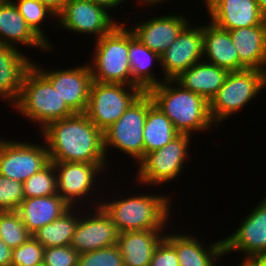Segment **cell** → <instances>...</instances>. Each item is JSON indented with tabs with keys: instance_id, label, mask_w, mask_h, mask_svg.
<instances>
[{
	"instance_id": "6da1fadb",
	"label": "cell",
	"mask_w": 266,
	"mask_h": 266,
	"mask_svg": "<svg viewBox=\"0 0 266 266\" xmlns=\"http://www.w3.org/2000/svg\"><path fill=\"white\" fill-rule=\"evenodd\" d=\"M38 133L51 162L108 163L103 131L84 113L51 122Z\"/></svg>"
},
{
	"instance_id": "7a4b0ae2",
	"label": "cell",
	"mask_w": 266,
	"mask_h": 266,
	"mask_svg": "<svg viewBox=\"0 0 266 266\" xmlns=\"http://www.w3.org/2000/svg\"><path fill=\"white\" fill-rule=\"evenodd\" d=\"M134 193V195H133ZM101 200L100 206L112 219L119 233L143 230H167L171 226L172 199L165 193H136ZM122 196V197H121ZM171 215V216H170ZM172 217V218H171ZM170 221V222H169ZM170 224V225H169Z\"/></svg>"
},
{
	"instance_id": "3957f363",
	"label": "cell",
	"mask_w": 266,
	"mask_h": 266,
	"mask_svg": "<svg viewBox=\"0 0 266 266\" xmlns=\"http://www.w3.org/2000/svg\"><path fill=\"white\" fill-rule=\"evenodd\" d=\"M147 93L180 134L205 133L217 127L210 116L209 102L174 80H164Z\"/></svg>"
},
{
	"instance_id": "277c9868",
	"label": "cell",
	"mask_w": 266,
	"mask_h": 266,
	"mask_svg": "<svg viewBox=\"0 0 266 266\" xmlns=\"http://www.w3.org/2000/svg\"><path fill=\"white\" fill-rule=\"evenodd\" d=\"M12 107L23 118L40 126L39 132L49 123L75 114L34 65L27 71L20 95Z\"/></svg>"
},
{
	"instance_id": "5b68a950",
	"label": "cell",
	"mask_w": 266,
	"mask_h": 266,
	"mask_svg": "<svg viewBox=\"0 0 266 266\" xmlns=\"http://www.w3.org/2000/svg\"><path fill=\"white\" fill-rule=\"evenodd\" d=\"M120 22L109 33L95 40L92 62L88 63L95 82L138 86L132 79L129 58V27Z\"/></svg>"
},
{
	"instance_id": "8992f818",
	"label": "cell",
	"mask_w": 266,
	"mask_h": 266,
	"mask_svg": "<svg viewBox=\"0 0 266 266\" xmlns=\"http://www.w3.org/2000/svg\"><path fill=\"white\" fill-rule=\"evenodd\" d=\"M266 88V72L244 69L229 72L216 95L209 102L212 121L218 127L225 125V120L245 107Z\"/></svg>"
},
{
	"instance_id": "52a82bcc",
	"label": "cell",
	"mask_w": 266,
	"mask_h": 266,
	"mask_svg": "<svg viewBox=\"0 0 266 266\" xmlns=\"http://www.w3.org/2000/svg\"><path fill=\"white\" fill-rule=\"evenodd\" d=\"M192 136L194 135L179 134L162 148L147 153L137 163L138 169L134 178L136 185L163 188L162 184L165 186L168 182L172 183L176 178L181 177L183 170L187 167L185 162L190 161L189 147Z\"/></svg>"
},
{
	"instance_id": "ba28073f",
	"label": "cell",
	"mask_w": 266,
	"mask_h": 266,
	"mask_svg": "<svg viewBox=\"0 0 266 266\" xmlns=\"http://www.w3.org/2000/svg\"><path fill=\"white\" fill-rule=\"evenodd\" d=\"M110 162L111 161H109V163L54 162L57 173L58 195H60L70 207L82 206V208H86V206H89V208H91L92 206L94 208L100 206L101 201L98 200V202L94 194H98L100 198L102 197L97 191L102 189V184H99L104 182L100 175L102 174L104 176V172L107 173L106 169L111 167L107 166ZM98 186H100V189H98ZM93 190H96L97 193ZM89 194L92 195V197ZM85 202L91 205H87Z\"/></svg>"
},
{
	"instance_id": "9c48e42d",
	"label": "cell",
	"mask_w": 266,
	"mask_h": 266,
	"mask_svg": "<svg viewBox=\"0 0 266 266\" xmlns=\"http://www.w3.org/2000/svg\"><path fill=\"white\" fill-rule=\"evenodd\" d=\"M152 104L151 96L143 92L115 123L103 131L107 159L111 149L129 155L128 157L133 158L135 163L144 157V125L148 108Z\"/></svg>"
},
{
	"instance_id": "30bf717a",
	"label": "cell",
	"mask_w": 266,
	"mask_h": 266,
	"mask_svg": "<svg viewBox=\"0 0 266 266\" xmlns=\"http://www.w3.org/2000/svg\"><path fill=\"white\" fill-rule=\"evenodd\" d=\"M144 91L139 86L92 81L85 115L105 131Z\"/></svg>"
},
{
	"instance_id": "8fae6325",
	"label": "cell",
	"mask_w": 266,
	"mask_h": 266,
	"mask_svg": "<svg viewBox=\"0 0 266 266\" xmlns=\"http://www.w3.org/2000/svg\"><path fill=\"white\" fill-rule=\"evenodd\" d=\"M110 13L106 8L89 0H68L53 24L58 30L61 27L65 31H71L70 33L94 36L97 40L122 21H117Z\"/></svg>"
},
{
	"instance_id": "7c38bea8",
	"label": "cell",
	"mask_w": 266,
	"mask_h": 266,
	"mask_svg": "<svg viewBox=\"0 0 266 266\" xmlns=\"http://www.w3.org/2000/svg\"><path fill=\"white\" fill-rule=\"evenodd\" d=\"M38 144L0 138V175L24 182L49 162L44 140Z\"/></svg>"
},
{
	"instance_id": "4fadbf2b",
	"label": "cell",
	"mask_w": 266,
	"mask_h": 266,
	"mask_svg": "<svg viewBox=\"0 0 266 266\" xmlns=\"http://www.w3.org/2000/svg\"><path fill=\"white\" fill-rule=\"evenodd\" d=\"M118 234L112 219L101 206L82 208L70 245L83 254L117 244Z\"/></svg>"
},
{
	"instance_id": "5bb4252c",
	"label": "cell",
	"mask_w": 266,
	"mask_h": 266,
	"mask_svg": "<svg viewBox=\"0 0 266 266\" xmlns=\"http://www.w3.org/2000/svg\"><path fill=\"white\" fill-rule=\"evenodd\" d=\"M33 65L52 83L74 113H85L93 81L88 63L55 70L45 69L40 62L38 64L34 60Z\"/></svg>"
},
{
	"instance_id": "9a60e30c",
	"label": "cell",
	"mask_w": 266,
	"mask_h": 266,
	"mask_svg": "<svg viewBox=\"0 0 266 266\" xmlns=\"http://www.w3.org/2000/svg\"><path fill=\"white\" fill-rule=\"evenodd\" d=\"M190 22L176 40L160 56L163 80H174L194 64L203 60V25Z\"/></svg>"
},
{
	"instance_id": "2e32d148",
	"label": "cell",
	"mask_w": 266,
	"mask_h": 266,
	"mask_svg": "<svg viewBox=\"0 0 266 266\" xmlns=\"http://www.w3.org/2000/svg\"><path fill=\"white\" fill-rule=\"evenodd\" d=\"M263 198L244 216L236 230L223 238L225 256L239 251L243 259H250L266 253V197Z\"/></svg>"
},
{
	"instance_id": "e0dca14e",
	"label": "cell",
	"mask_w": 266,
	"mask_h": 266,
	"mask_svg": "<svg viewBox=\"0 0 266 266\" xmlns=\"http://www.w3.org/2000/svg\"><path fill=\"white\" fill-rule=\"evenodd\" d=\"M179 13L154 15L153 18L145 21L135 22V25L133 23L134 27L129 28L142 44L161 56L176 40L180 32L192 22L188 15Z\"/></svg>"
},
{
	"instance_id": "ac0fdd59",
	"label": "cell",
	"mask_w": 266,
	"mask_h": 266,
	"mask_svg": "<svg viewBox=\"0 0 266 266\" xmlns=\"http://www.w3.org/2000/svg\"><path fill=\"white\" fill-rule=\"evenodd\" d=\"M210 22L223 30L266 24L257 0H206Z\"/></svg>"
},
{
	"instance_id": "d6986e66",
	"label": "cell",
	"mask_w": 266,
	"mask_h": 266,
	"mask_svg": "<svg viewBox=\"0 0 266 266\" xmlns=\"http://www.w3.org/2000/svg\"><path fill=\"white\" fill-rule=\"evenodd\" d=\"M168 231V232H167ZM173 232V233H172ZM166 230L165 240L176 250L179 266H219L225 255L224 239L211 242L207 247L194 234ZM180 234H179V233ZM219 263H218V262ZM218 263V264H217Z\"/></svg>"
},
{
	"instance_id": "ffe728a7",
	"label": "cell",
	"mask_w": 266,
	"mask_h": 266,
	"mask_svg": "<svg viewBox=\"0 0 266 266\" xmlns=\"http://www.w3.org/2000/svg\"><path fill=\"white\" fill-rule=\"evenodd\" d=\"M21 51L0 43V101L9 102L10 107L18 99L24 77L33 66V59Z\"/></svg>"
},
{
	"instance_id": "44dd1931",
	"label": "cell",
	"mask_w": 266,
	"mask_h": 266,
	"mask_svg": "<svg viewBox=\"0 0 266 266\" xmlns=\"http://www.w3.org/2000/svg\"><path fill=\"white\" fill-rule=\"evenodd\" d=\"M0 43L52 53L49 45L31 29L12 1L0 4Z\"/></svg>"
},
{
	"instance_id": "7402d4cb",
	"label": "cell",
	"mask_w": 266,
	"mask_h": 266,
	"mask_svg": "<svg viewBox=\"0 0 266 266\" xmlns=\"http://www.w3.org/2000/svg\"><path fill=\"white\" fill-rule=\"evenodd\" d=\"M236 47L240 70L266 72V24L229 30Z\"/></svg>"
},
{
	"instance_id": "603a6c76",
	"label": "cell",
	"mask_w": 266,
	"mask_h": 266,
	"mask_svg": "<svg viewBox=\"0 0 266 266\" xmlns=\"http://www.w3.org/2000/svg\"><path fill=\"white\" fill-rule=\"evenodd\" d=\"M203 60L228 72L240 71V61L229 31L203 23Z\"/></svg>"
},
{
	"instance_id": "cb8c5ba5",
	"label": "cell",
	"mask_w": 266,
	"mask_h": 266,
	"mask_svg": "<svg viewBox=\"0 0 266 266\" xmlns=\"http://www.w3.org/2000/svg\"><path fill=\"white\" fill-rule=\"evenodd\" d=\"M164 232V233H163ZM165 230L127 231L118 234L124 266H149L153 253L165 238Z\"/></svg>"
},
{
	"instance_id": "d4e9b609",
	"label": "cell",
	"mask_w": 266,
	"mask_h": 266,
	"mask_svg": "<svg viewBox=\"0 0 266 266\" xmlns=\"http://www.w3.org/2000/svg\"><path fill=\"white\" fill-rule=\"evenodd\" d=\"M70 208L60 195L54 194L24 199L16 212L28 232L33 235L44 225L61 217Z\"/></svg>"
},
{
	"instance_id": "484cf974",
	"label": "cell",
	"mask_w": 266,
	"mask_h": 266,
	"mask_svg": "<svg viewBox=\"0 0 266 266\" xmlns=\"http://www.w3.org/2000/svg\"><path fill=\"white\" fill-rule=\"evenodd\" d=\"M228 73L226 69L202 60L181 73L174 81L210 102L223 85Z\"/></svg>"
},
{
	"instance_id": "4316f807",
	"label": "cell",
	"mask_w": 266,
	"mask_h": 266,
	"mask_svg": "<svg viewBox=\"0 0 266 266\" xmlns=\"http://www.w3.org/2000/svg\"><path fill=\"white\" fill-rule=\"evenodd\" d=\"M129 58L133 81L144 91L159 85L164 80H159L152 70L153 63L161 65V58L154 51L142 44L129 28ZM155 61V62H154Z\"/></svg>"
},
{
	"instance_id": "83f0119b",
	"label": "cell",
	"mask_w": 266,
	"mask_h": 266,
	"mask_svg": "<svg viewBox=\"0 0 266 266\" xmlns=\"http://www.w3.org/2000/svg\"><path fill=\"white\" fill-rule=\"evenodd\" d=\"M81 210L82 207H71L61 217L55 219L52 223L44 225L32 236L44 248L70 245L75 227L81 216Z\"/></svg>"
},
{
	"instance_id": "f1b7e54d",
	"label": "cell",
	"mask_w": 266,
	"mask_h": 266,
	"mask_svg": "<svg viewBox=\"0 0 266 266\" xmlns=\"http://www.w3.org/2000/svg\"><path fill=\"white\" fill-rule=\"evenodd\" d=\"M180 133L171 120L155 105L148 108L144 125V156L171 142Z\"/></svg>"
},
{
	"instance_id": "f546056e",
	"label": "cell",
	"mask_w": 266,
	"mask_h": 266,
	"mask_svg": "<svg viewBox=\"0 0 266 266\" xmlns=\"http://www.w3.org/2000/svg\"><path fill=\"white\" fill-rule=\"evenodd\" d=\"M17 7L20 14L23 16L27 24L31 29L44 41L46 42L50 50L55 47L51 44V41L47 38L44 24L48 18L54 21L57 20V14L52 11L47 5L39 2L38 0H11ZM50 16V17H48ZM54 17V18H52ZM43 26V27H42Z\"/></svg>"
},
{
	"instance_id": "4dcf8cb0",
	"label": "cell",
	"mask_w": 266,
	"mask_h": 266,
	"mask_svg": "<svg viewBox=\"0 0 266 266\" xmlns=\"http://www.w3.org/2000/svg\"><path fill=\"white\" fill-rule=\"evenodd\" d=\"M23 193L25 199L58 194L54 162L50 161L45 167L25 180Z\"/></svg>"
},
{
	"instance_id": "1f68e13d",
	"label": "cell",
	"mask_w": 266,
	"mask_h": 266,
	"mask_svg": "<svg viewBox=\"0 0 266 266\" xmlns=\"http://www.w3.org/2000/svg\"><path fill=\"white\" fill-rule=\"evenodd\" d=\"M31 236L16 211L0 212V238L8 247L17 248Z\"/></svg>"
},
{
	"instance_id": "d6a6232c",
	"label": "cell",
	"mask_w": 266,
	"mask_h": 266,
	"mask_svg": "<svg viewBox=\"0 0 266 266\" xmlns=\"http://www.w3.org/2000/svg\"><path fill=\"white\" fill-rule=\"evenodd\" d=\"M45 248L33 237L12 249L11 266H41Z\"/></svg>"
},
{
	"instance_id": "836d02e7",
	"label": "cell",
	"mask_w": 266,
	"mask_h": 266,
	"mask_svg": "<svg viewBox=\"0 0 266 266\" xmlns=\"http://www.w3.org/2000/svg\"><path fill=\"white\" fill-rule=\"evenodd\" d=\"M77 266H124L117 244L79 254Z\"/></svg>"
},
{
	"instance_id": "e575fe53",
	"label": "cell",
	"mask_w": 266,
	"mask_h": 266,
	"mask_svg": "<svg viewBox=\"0 0 266 266\" xmlns=\"http://www.w3.org/2000/svg\"><path fill=\"white\" fill-rule=\"evenodd\" d=\"M24 199L23 183L0 175V212L16 211Z\"/></svg>"
},
{
	"instance_id": "d590c367",
	"label": "cell",
	"mask_w": 266,
	"mask_h": 266,
	"mask_svg": "<svg viewBox=\"0 0 266 266\" xmlns=\"http://www.w3.org/2000/svg\"><path fill=\"white\" fill-rule=\"evenodd\" d=\"M79 253L71 246L45 248L43 266H77Z\"/></svg>"
},
{
	"instance_id": "8d00e7d4",
	"label": "cell",
	"mask_w": 266,
	"mask_h": 266,
	"mask_svg": "<svg viewBox=\"0 0 266 266\" xmlns=\"http://www.w3.org/2000/svg\"><path fill=\"white\" fill-rule=\"evenodd\" d=\"M149 266H179L176 250L163 239L156 247Z\"/></svg>"
},
{
	"instance_id": "74e56055",
	"label": "cell",
	"mask_w": 266,
	"mask_h": 266,
	"mask_svg": "<svg viewBox=\"0 0 266 266\" xmlns=\"http://www.w3.org/2000/svg\"><path fill=\"white\" fill-rule=\"evenodd\" d=\"M12 249L0 238V266H11Z\"/></svg>"
},
{
	"instance_id": "f35d334b",
	"label": "cell",
	"mask_w": 266,
	"mask_h": 266,
	"mask_svg": "<svg viewBox=\"0 0 266 266\" xmlns=\"http://www.w3.org/2000/svg\"><path fill=\"white\" fill-rule=\"evenodd\" d=\"M89 1L106 8L112 14V12H114L113 11L114 9L115 10L118 9V6L120 5L122 6V3L124 4L125 3L124 1L127 0H89Z\"/></svg>"
},
{
	"instance_id": "ab89813d",
	"label": "cell",
	"mask_w": 266,
	"mask_h": 266,
	"mask_svg": "<svg viewBox=\"0 0 266 266\" xmlns=\"http://www.w3.org/2000/svg\"><path fill=\"white\" fill-rule=\"evenodd\" d=\"M39 2L47 5L52 11L58 14L64 7L68 0H38Z\"/></svg>"
},
{
	"instance_id": "60d3db41",
	"label": "cell",
	"mask_w": 266,
	"mask_h": 266,
	"mask_svg": "<svg viewBox=\"0 0 266 266\" xmlns=\"http://www.w3.org/2000/svg\"><path fill=\"white\" fill-rule=\"evenodd\" d=\"M136 1L140 3V4L137 3L138 6L142 5V7H143L145 5L144 7H146V8H148V7L152 8L155 5L158 6L159 4H164V0H136ZM133 2H135V1L133 0ZM165 2L167 3L168 1L165 0Z\"/></svg>"
},
{
	"instance_id": "b9f144b4",
	"label": "cell",
	"mask_w": 266,
	"mask_h": 266,
	"mask_svg": "<svg viewBox=\"0 0 266 266\" xmlns=\"http://www.w3.org/2000/svg\"><path fill=\"white\" fill-rule=\"evenodd\" d=\"M250 260L255 264V266H266V253L256 255L250 258Z\"/></svg>"
},
{
	"instance_id": "7bdbcfd3",
	"label": "cell",
	"mask_w": 266,
	"mask_h": 266,
	"mask_svg": "<svg viewBox=\"0 0 266 266\" xmlns=\"http://www.w3.org/2000/svg\"><path fill=\"white\" fill-rule=\"evenodd\" d=\"M262 17L266 20V0H257Z\"/></svg>"
},
{
	"instance_id": "ee69618b",
	"label": "cell",
	"mask_w": 266,
	"mask_h": 266,
	"mask_svg": "<svg viewBox=\"0 0 266 266\" xmlns=\"http://www.w3.org/2000/svg\"><path fill=\"white\" fill-rule=\"evenodd\" d=\"M241 262L242 263L238 264L239 266H255V264L250 259H242Z\"/></svg>"
},
{
	"instance_id": "f6af8a7d",
	"label": "cell",
	"mask_w": 266,
	"mask_h": 266,
	"mask_svg": "<svg viewBox=\"0 0 266 266\" xmlns=\"http://www.w3.org/2000/svg\"><path fill=\"white\" fill-rule=\"evenodd\" d=\"M8 2H11V0H0V4H5V3H8Z\"/></svg>"
}]
</instances>
